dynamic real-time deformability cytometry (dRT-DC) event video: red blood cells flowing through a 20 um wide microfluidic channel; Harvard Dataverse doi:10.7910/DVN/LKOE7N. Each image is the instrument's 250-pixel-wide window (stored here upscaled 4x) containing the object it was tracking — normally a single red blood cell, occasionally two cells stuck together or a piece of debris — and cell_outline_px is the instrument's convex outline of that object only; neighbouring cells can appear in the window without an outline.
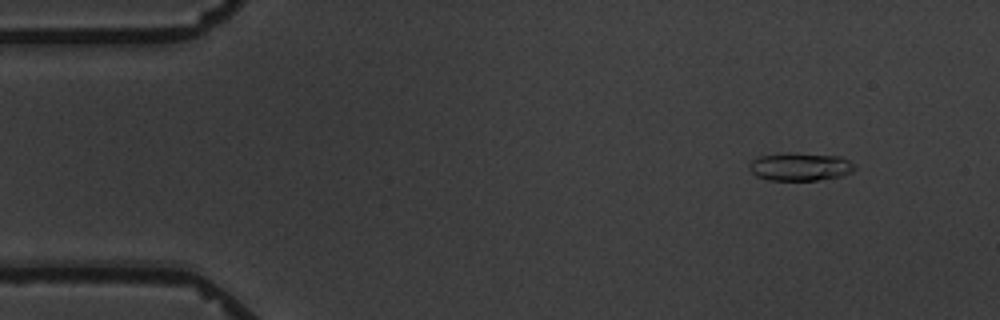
{"species": "common noctule bat (a hibernating species)", "species_latin": "Nyctalus noctula", "temperature_condition": "warm", "stored_images_in_passage": 5, "camera_frame_rate_fps": 3000, "um_per_image_px": 0.085, "animal": {"sex": "male", "body_mass_g": 19.5, "forearm_length_mm": 54.6}, "frame": {"image": 1, "passage_image": 2, "time_ms": 1.333, "image_size_px": [1000, 320], "cell_outline_px": [[856, 168], [852, 172], [844, 176], [816, 180], [768, 180], [756, 176], [748, 168], [748, 164], [756, 156], [784, 152], [788, 152], [840, 156], [848, 160]], "centroid_in_image_um": [67.97, 14.16], "position_along_channel_um": 17.0, "area_um2": 17.51}}